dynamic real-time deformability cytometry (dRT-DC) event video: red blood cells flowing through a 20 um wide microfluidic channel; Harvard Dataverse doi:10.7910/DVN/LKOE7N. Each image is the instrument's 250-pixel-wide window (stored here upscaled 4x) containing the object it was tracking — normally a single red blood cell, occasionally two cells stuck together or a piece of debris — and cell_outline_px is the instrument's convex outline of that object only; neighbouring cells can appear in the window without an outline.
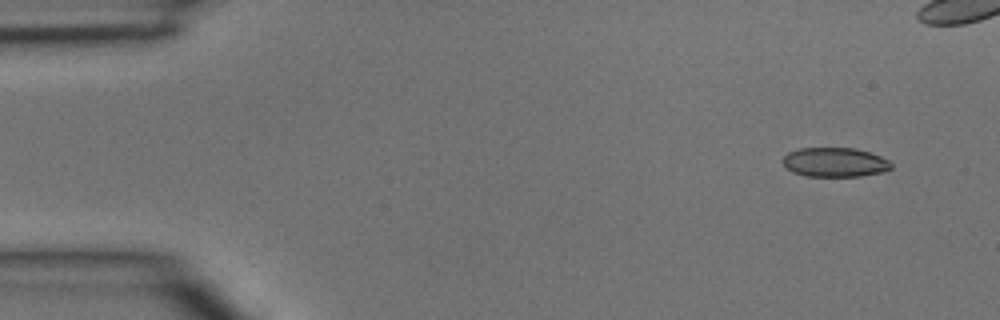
{"species": "common noctule bat (a hibernating species)", "species_latin": "Nyctalus noctula", "temperature_condition": "room temperature", "stored_images_in_passage": 4, "camera_frame_rate_fps": 3000, "um_per_image_px": 0.085, "animal": {"sex": "male", "body_mass_g": 15.6}, "frame": {"image": 1, "passage_image": 1, "time_ms": 0.0, "image_size_px": [1000, 320], "cell_outline_px": [[892, 168], [884, 172], [860, 176], [804, 176], [792, 172], [780, 160], [788, 152], [800, 148], [852, 148], [868, 152], [880, 156], [888, 160], [892, 164]], "centroid_in_image_um": [70.95, 13.8], "position_along_channel_um": 14.1, "area_um2": 18.55}}